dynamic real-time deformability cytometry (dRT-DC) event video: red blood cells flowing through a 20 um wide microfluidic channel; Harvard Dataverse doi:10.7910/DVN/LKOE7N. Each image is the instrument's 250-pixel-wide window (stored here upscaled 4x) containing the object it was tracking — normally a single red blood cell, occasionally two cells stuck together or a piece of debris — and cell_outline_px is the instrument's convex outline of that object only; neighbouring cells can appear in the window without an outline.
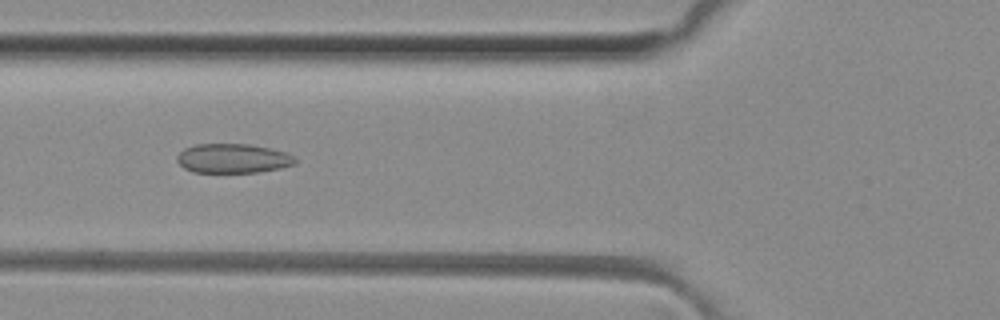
{"species": "common noctule bat (a hibernating species)", "species_latin": "Nyctalus noctula", "temperature_condition": "room temperature", "stored_images_in_passage": 35, "camera_frame_rate_fps": 3000, "um_per_image_px": 0.085, "animal": {"sex": "female", "body_mass_g": 29.2, "forearm_length_mm": 56.3}, "frame": {"image": 1, "passage_image": 8, "time_ms": 2.333, "image_size_px": [1000, 320], "cell_outline_px": [[296, 164], [280, 168], [260, 172], [192, 172], [184, 168], [176, 160], [176, 156], [184, 148], [196, 144], [248, 144], [268, 148], [284, 152], [292, 156], [296, 160]], "centroid_in_image_um": [19.76, 13.47], "position_along_channel_um": 106.0, "area_um2": 20.11}}
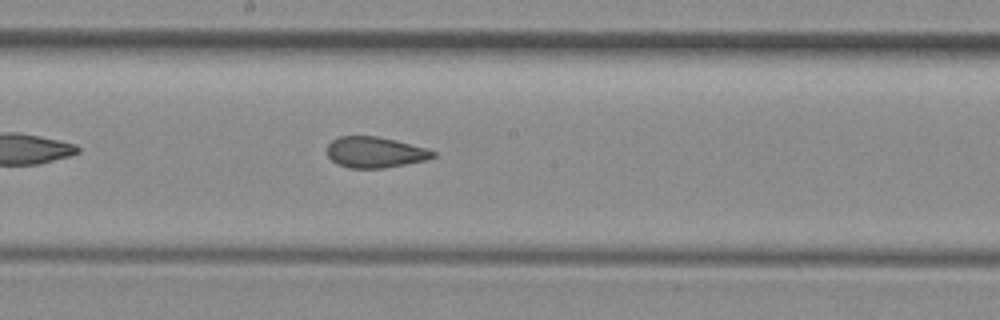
{"frame": {"image": 2, "passage_image": 16, "time_ms": 5.0, "image_size_px": [1000, 320], "cell_outline_px": [[436, 156], [424, 160], [384, 168], [348, 168], [336, 164], [328, 156], [328, 144], [332, 140], [340, 136], [376, 136], [396, 140], [428, 148], [436, 152]], "centroid_in_image_um": [31.88, 12.94], "position_along_channel_um": 216.3, "area_um2": 19.07}}
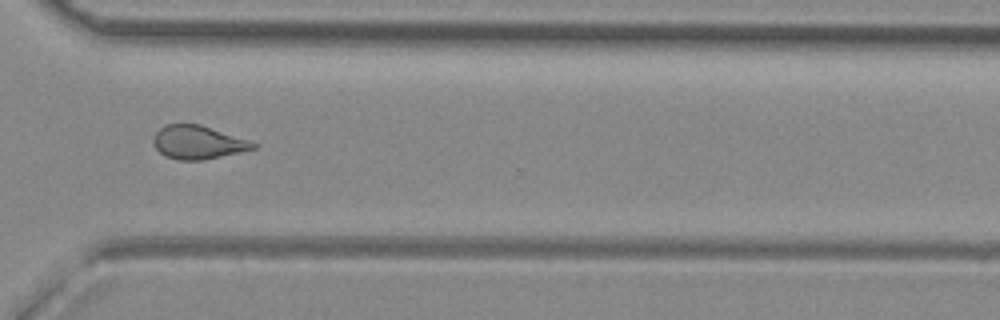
{"frame": {"image": 3, "passage_image": 26, "time_ms": 8.333, "image_size_px": [1000, 320], "cell_outline_px": [[260, 144], [256, 148], [204, 160], [176, 160], [164, 156], [156, 148], [152, 140], [156, 132], [160, 128], [168, 124], [200, 124], [252, 140]], "centroid_in_image_um": [16.86, 12.1], "position_along_channel_um": 353.7, "area_um2": 19.65}, "authors_computed_cell_mechanics": {"area_um2": 19.5942, "velocity_mm_per_s": 4.1246, "shape_relaxation_time_tau1_ms": null, "shape_relaxation_time_tau2_ms": 1.21, "deformation_change_tau1": null, "deformation_change_tau2": 0.08}}